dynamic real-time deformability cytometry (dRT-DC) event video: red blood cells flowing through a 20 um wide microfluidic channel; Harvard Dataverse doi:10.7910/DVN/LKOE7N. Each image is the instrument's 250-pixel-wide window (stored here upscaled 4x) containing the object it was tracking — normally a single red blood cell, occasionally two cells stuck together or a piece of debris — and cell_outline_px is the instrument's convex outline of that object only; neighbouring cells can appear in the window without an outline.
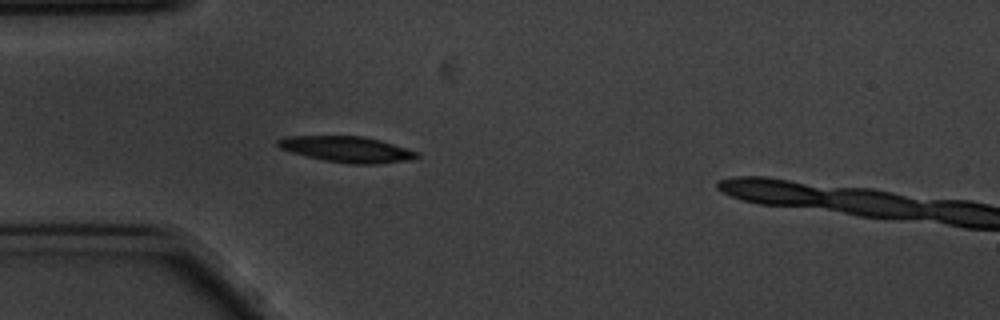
{"species": "common noctule bat (a hibernating species)", "species_latin": "Nyctalus noctula", "temperature_condition": "cold", "stored_images_in_passage": 38, "camera_frame_rate_fps": 3000, "um_per_image_px": 0.085, "animal": {"sex": "male", "body_mass_g": 20.1, "forearm_length_mm": 53.5}, "frame": {"image": 1, "passage_image": 1, "time_ms": 0.0, "image_size_px": [1000, 320], "cell_outline_px": [[420, 156], [408, 160], [376, 164], [348, 164], [324, 160], [292, 152], [280, 148], [276, 144], [276, 140], [288, 136], [364, 136], [380, 140], [420, 152]], "centroid_in_image_um": [29.51, 12.69], "position_along_channel_um": 55.5, "area_um2": 20.92}}
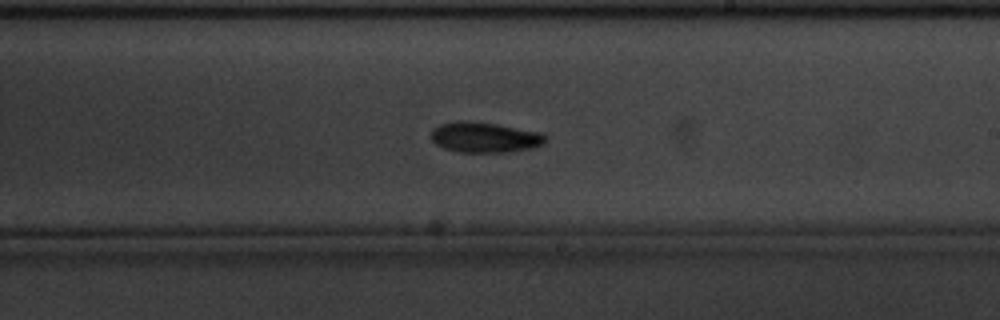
{"frame": {"image": 2, "passage_image": 18, "time_ms": 5.667, "image_size_px": [1000, 320], "cell_outline_px": [[548, 136], [544, 144], [532, 148], [508, 152], [460, 152], [444, 148], [436, 144], [428, 136], [432, 128], [440, 124], [464, 120], [468, 120], [496, 124], [544, 132]], "centroid_in_image_um": [41.21, 11.66], "position_along_channel_um": 247.8, "area_um2": 20.63}}
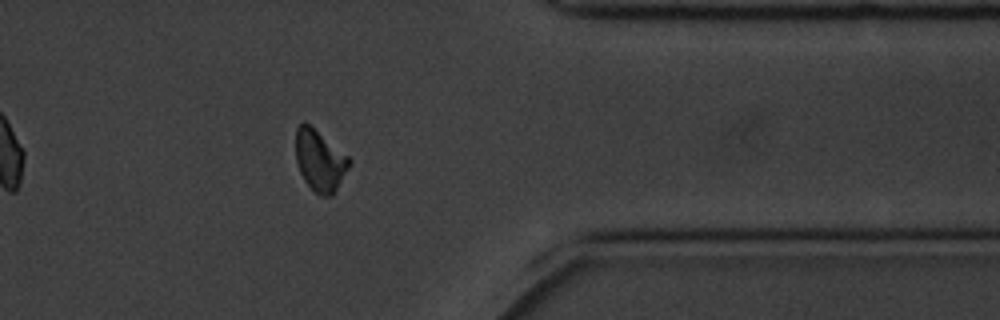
{"frame": {"image": 3, "passage_image": 31, "time_ms": 10.0, "image_size_px": [1000, 320], "cell_outline_px": [[352, 160], [348, 168], [332, 196], [320, 196], [304, 180], [300, 172], [296, 160], [296, 128], [300, 124], [308, 124], [348, 156]], "centroid_in_image_um": [27.18, 13.67], "position_along_channel_um": 384.2, "area_um2": 18.55}, "authors_computed_cell_mechanics": {"area_um2": 19.3052, "velocity_mm_per_s": 3.4708, "shape_relaxation_time_tau1_ms": 2.4082, "shape_relaxation_time_tau2_ms": 9.5222, "deformation_change_tau1": 0.1061, "deformation_change_tau2": 0.1595}}